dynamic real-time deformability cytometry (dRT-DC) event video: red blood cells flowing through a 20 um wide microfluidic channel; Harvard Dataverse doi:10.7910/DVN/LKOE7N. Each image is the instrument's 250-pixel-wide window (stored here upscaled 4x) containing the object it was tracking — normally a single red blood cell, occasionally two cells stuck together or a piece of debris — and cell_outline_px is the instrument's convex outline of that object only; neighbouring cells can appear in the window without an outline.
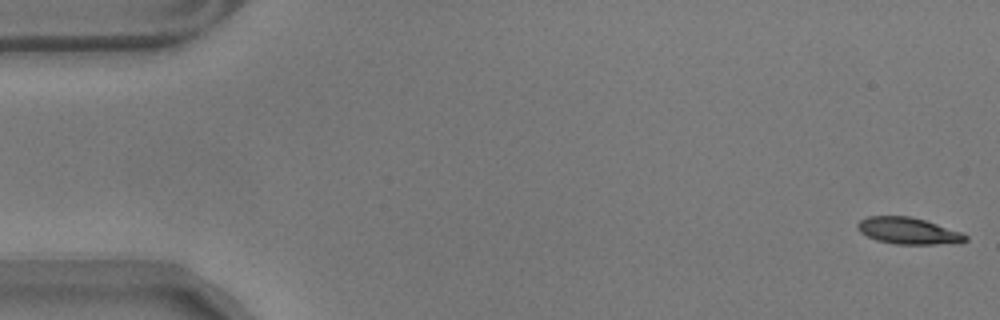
{"species": "common noctule bat (a hibernating species)", "species_latin": "Nyctalus noctula", "temperature_condition": "warm", "stored_images_in_passage": 58, "camera_frame_rate_fps": 3000, "um_per_image_px": 0.085, "animal": {"sex": "male", "body_mass_g": 17.9}, "frame": {"image": 1, "passage_image": 1, "time_ms": 0.0, "image_size_px": [1000, 320], "cell_outline_px": [[968, 240], [960, 244], [896, 244], [876, 240], [860, 232], [856, 228], [856, 224], [860, 220], [868, 216], [912, 216], [960, 232], [968, 236]], "centroid_in_image_um": [77.21, 19.63], "position_along_channel_um": 7.8, "area_um2": 16.82}}
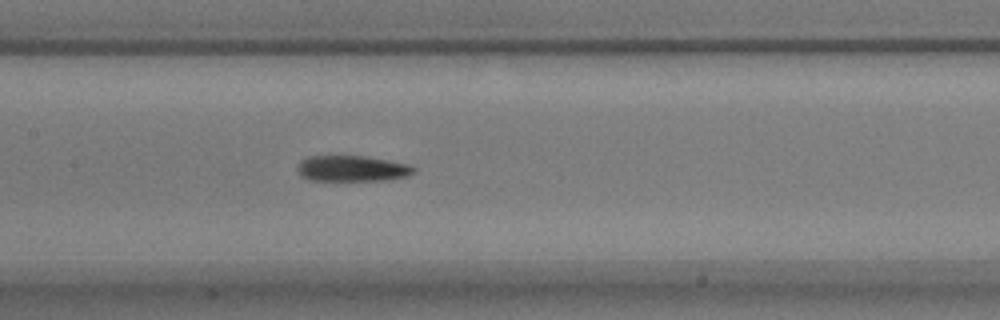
{"frame": {"image": 2, "passage_image": 27, "time_ms": 8.667, "image_size_px": [1000, 320], "cell_outline_px": [[416, 172], [408, 176], [384, 180], [308, 180], [300, 176], [296, 168], [308, 156], [364, 156], [388, 160], [408, 164], [416, 168]], "centroid_in_image_um": [29.95, 14.33], "position_along_channel_um": 177.5, "area_um2": 17.46}}
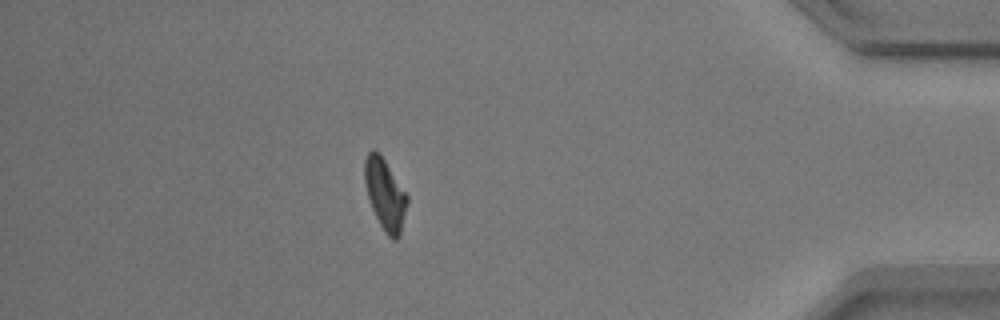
{"frame": {"image": 3, "passage_image": 50, "time_ms": 16.333, "image_size_px": [1000, 320], "cell_outline_px": [[408, 204], [400, 236], [396, 240], [392, 240], [384, 232], [372, 208], [368, 196], [364, 180], [364, 160], [368, 152], [372, 148], [380, 152], [408, 196]], "centroid_in_image_um": [32.74, 16.51], "position_along_channel_um": 402.5, "area_um2": 17.8}}